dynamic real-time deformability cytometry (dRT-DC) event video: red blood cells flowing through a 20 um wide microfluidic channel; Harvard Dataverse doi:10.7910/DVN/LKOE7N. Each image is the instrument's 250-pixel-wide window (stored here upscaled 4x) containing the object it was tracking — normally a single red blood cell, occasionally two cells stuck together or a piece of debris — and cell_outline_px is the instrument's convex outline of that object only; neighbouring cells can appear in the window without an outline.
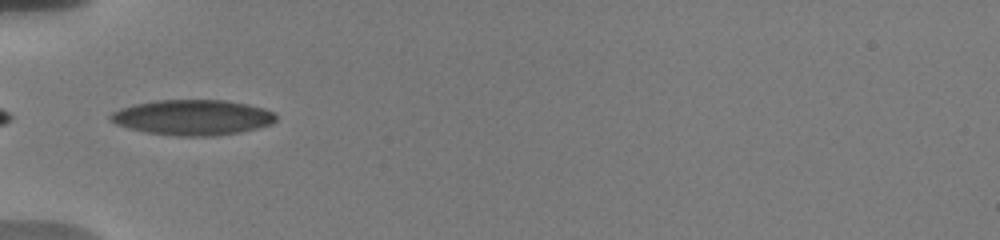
{"species": "human", "species_latin": "Homo sapiens", "temperature_condition": "warm", "stored_images_in_passage": 37, "camera_frame_rate_fps": 3000, "um_per_image_px": 0.085, "donor": {"sex": "male"}, "frame": {"image": 1, "passage_image": 1, "time_ms": 0.0, "image_size_px": [1000, 240], "cell_outline_px": [[276, 120], [272, 124], [240, 132], [212, 136], [176, 136], [148, 132], [116, 124], [108, 116], [112, 112], [120, 108], [132, 104], [156, 100], [228, 100], [248, 104], [264, 108], [272, 112], [276, 116]], "centroid_in_image_um": [16.38, 9.97], "position_along_channel_um": 68.6, "area_um2": 34.04}}
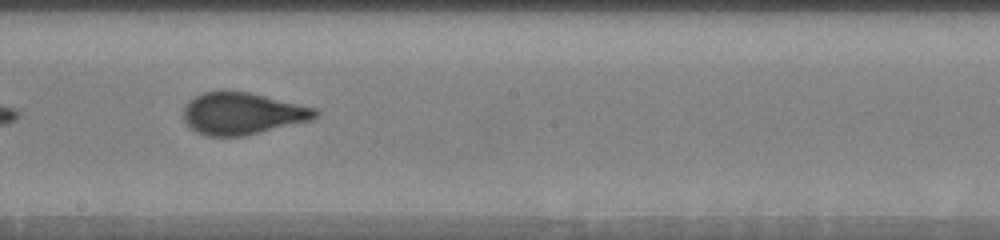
{"frame": {"image": 2, "passage_image": 14, "time_ms": 4.333, "image_size_px": [1000, 240], "cell_outline_px": [[320, 116], [312, 120], [244, 136], [208, 136], [196, 132], [184, 120], [184, 104], [188, 100], [204, 92], [220, 88], [224, 88], [248, 92], [316, 108], [320, 112]], "centroid_in_image_um": [20.59, 9.62], "position_along_channel_um": 227.6, "area_um2": 32.71}}
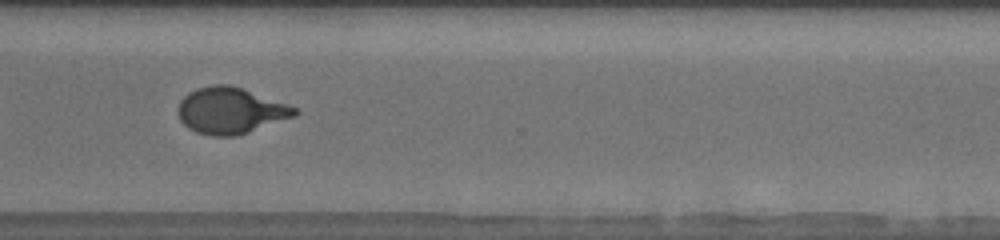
{"frame": {"image": 3, "passage_image": 24, "time_ms": 7.667, "image_size_px": [1000, 240], "cell_outline_px": [[300, 112], [296, 116], [236, 136], [212, 136], [196, 132], [188, 128], [180, 120], [176, 108], [180, 100], [188, 92], [196, 88], [216, 84], [228, 84], [300, 108]], "centroid_in_image_um": [19.58, 9.4], "position_along_channel_um": 351.0, "area_um2": 31.56}, "authors_computed_cell_mechanics": {"area_um2": 31.9056, "velocity_mm_per_s": 3.7072, "shape_relaxation_time_tau1_ms": 5.6412, "shape_relaxation_time_tau2_ms": null, "deformation_change_tau1": 0.2159, "deformation_change_tau2": null}}